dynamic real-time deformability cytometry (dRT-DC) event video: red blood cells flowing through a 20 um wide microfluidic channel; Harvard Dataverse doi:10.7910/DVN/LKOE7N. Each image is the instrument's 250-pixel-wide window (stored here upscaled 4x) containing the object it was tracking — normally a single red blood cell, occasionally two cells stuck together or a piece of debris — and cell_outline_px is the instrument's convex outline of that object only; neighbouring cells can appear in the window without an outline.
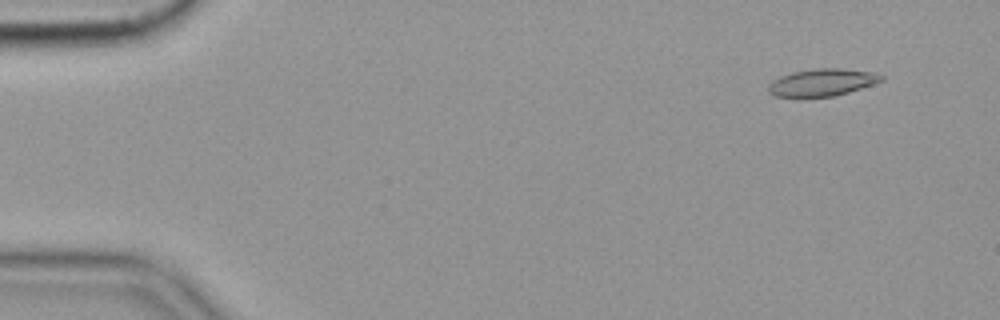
{"species": "common noctule bat (a hibernating species)", "species_latin": "Nyctalus noctula", "temperature_condition": "cold", "stored_images_in_passage": 56, "camera_frame_rate_fps": 3000, "um_per_image_px": 0.085, "animal": {"sex": "female", "body_mass_g": 19.9}, "frame": {"image": 1, "passage_image": 4, "time_ms": 1.0, "image_size_px": [1000, 320], "cell_outline_px": [[884, 80], [836, 96], [772, 96], [768, 92], [768, 84], [772, 80], [780, 76], [792, 72], [816, 68], [840, 68], [872, 72], [884, 76]], "centroid_in_image_um": [69.85, 6.99], "position_along_channel_um": 15.1, "area_um2": 17.8}}
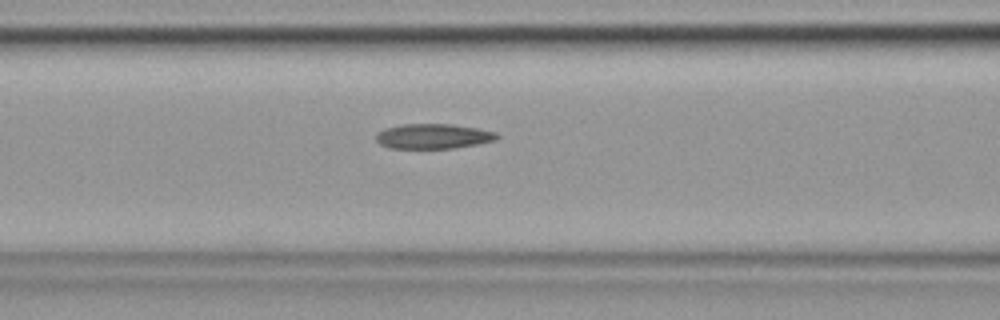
{"frame": {"image": 2, "passage_image": 23, "time_ms": 7.333, "image_size_px": [1000, 320], "cell_outline_px": [[500, 136], [496, 140], [476, 144], [452, 148], [388, 148], [380, 144], [376, 140], [376, 132], [384, 128], [404, 124], [452, 124], [476, 128], [496, 132]], "centroid_in_image_um": [36.79, 11.58], "position_along_channel_um": 129.8, "area_um2": 17.57}}
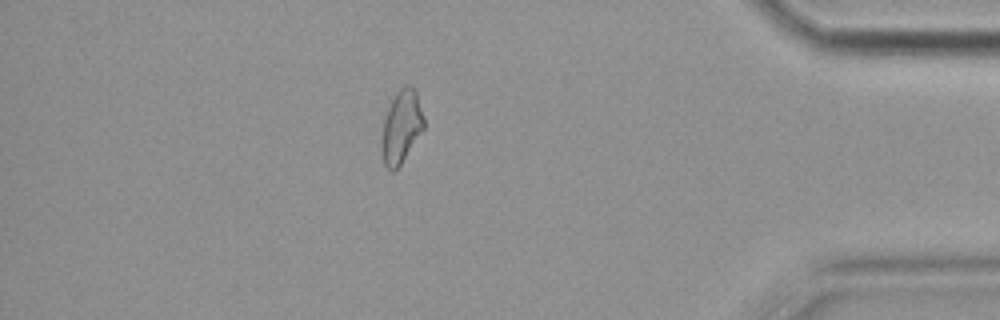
{"frame": {"image": 3, "passage_image": 49, "time_ms": 16.0, "image_size_px": [1000, 320], "cell_outline_px": [[424, 128], [400, 164], [392, 172], [384, 164], [380, 152], [380, 140], [384, 120], [388, 108], [396, 92], [404, 84], [408, 84], [416, 92], [424, 116]], "centroid_in_image_um": [34.09, 10.77], "position_along_channel_um": 401.1, "area_um2": 17.86}, "authors_computed_cell_mechanics": {"area_um2": 18.0336, "velocity_mm_per_s": 3.5509, "shape_relaxation_time_tau1_ms": null, "shape_relaxation_time_tau2_ms": 6.9059, "deformation_change_tau1": null, "deformation_change_tau2": 0.1523}}